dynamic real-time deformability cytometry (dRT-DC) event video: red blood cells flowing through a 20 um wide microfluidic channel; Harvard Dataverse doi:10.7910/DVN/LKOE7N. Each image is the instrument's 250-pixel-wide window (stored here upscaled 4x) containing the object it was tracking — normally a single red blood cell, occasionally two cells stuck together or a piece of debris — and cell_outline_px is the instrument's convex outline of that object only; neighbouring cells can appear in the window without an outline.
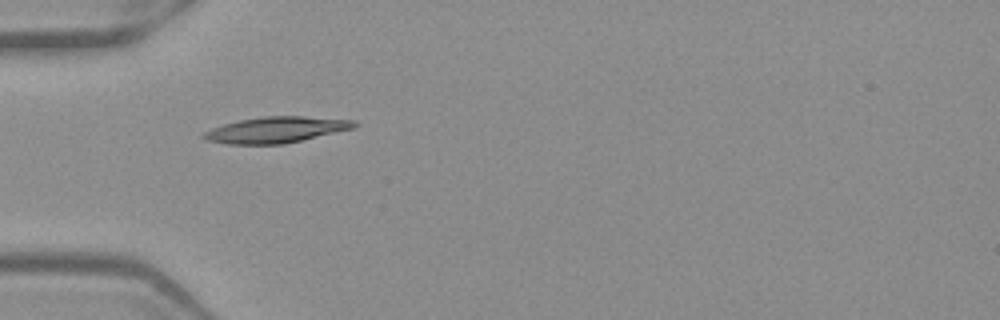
{"species": "Egyptian fruit bat (a non-hibernating species)", "species_latin": "Rousettus aegyptiacus", "temperature_condition": "warm", "stored_images_in_passage": 36, "camera_frame_rate_fps": 3000, "um_per_image_px": 0.085, "frame": {"image": 1, "passage_image": 1, "time_ms": 0.0, "image_size_px": [1000, 320], "cell_outline_px": [[356, 128], [284, 144], [228, 144], [208, 140], [200, 136], [204, 132], [212, 128], [224, 124], [240, 120], [264, 116], [304, 116], [356, 120]], "centroid_in_image_um": [23.5, 11.03], "position_along_channel_um": 61.5, "area_um2": 22.77}}
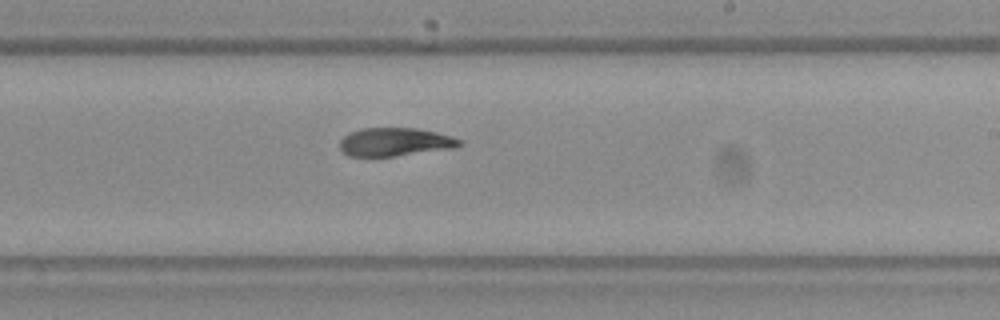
{"frame": {"image": 2, "passage_image": 16, "time_ms": 5.0, "image_size_px": [1000, 320], "cell_outline_px": [[464, 144], [456, 148], [396, 156], [348, 156], [340, 152], [340, 140], [348, 132], [360, 128], [416, 128], [436, 132], [452, 136], [464, 140]], "centroid_in_image_um": [33.59, 12.07], "position_along_channel_um": 255.4, "area_um2": 20.17}}
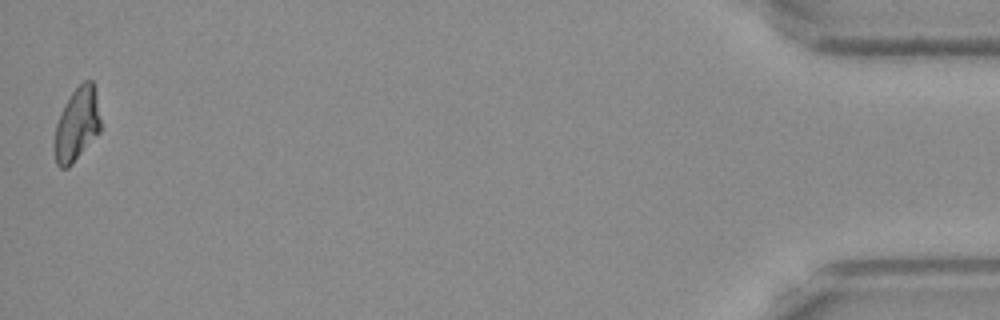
{"frame": {"image": 3, "passage_image": 36, "time_ms": 11.667, "image_size_px": [1000, 320], "cell_outline_px": [[100, 132], [72, 164], [68, 168], [60, 168], [56, 164], [52, 144], [56, 124], [60, 112], [72, 92], [84, 80], [92, 80], [96, 88], [100, 120]], "centroid_in_image_um": [6.51, 10.6], "position_along_channel_um": 428.7, "area_um2": 20.06}, "authors_computed_cell_mechanics": {"area_um2": 20.4901, "velocity_mm_per_s": 3.9315, "shape_relaxation_time_tau1_ms": null, "shape_relaxation_time_tau2_ms": 5.8953, "deformation_change_tau1": null, "deformation_change_tau2": 0.1214}}